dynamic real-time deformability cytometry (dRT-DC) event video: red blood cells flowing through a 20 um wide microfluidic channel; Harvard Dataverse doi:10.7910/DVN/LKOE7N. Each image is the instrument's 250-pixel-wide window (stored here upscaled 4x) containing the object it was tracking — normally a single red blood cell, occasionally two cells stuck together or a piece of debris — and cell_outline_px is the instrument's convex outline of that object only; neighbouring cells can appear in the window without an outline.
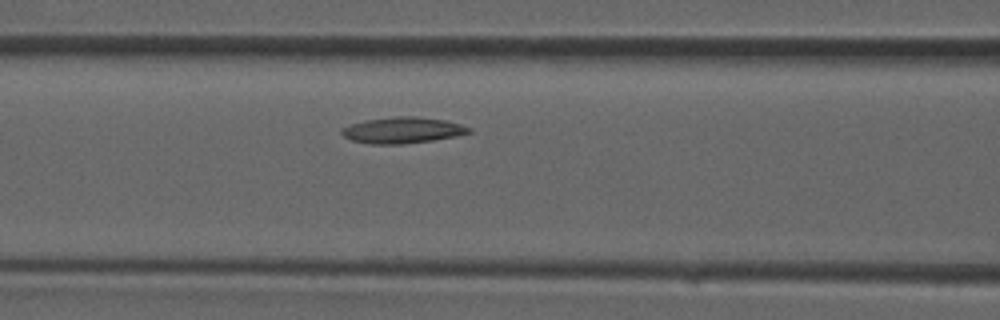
{"species": "common noctule bat (a hibernating species)", "species_latin": "Nyctalus noctula", "temperature_condition": "room temperature", "stored_images_in_passage": 27, "camera_frame_rate_fps": 3000, "um_per_image_px": 0.085, "animal": {"sex": "male", "forearm_length_mm": 52.5}, "frame": {"image": 1, "passage_image": 8, "time_ms": 2.333, "image_size_px": [1000, 320], "cell_outline_px": [[472, 132], [456, 136], [432, 140], [404, 144], [372, 144], [352, 140], [344, 136], [340, 132], [340, 128], [364, 120], [392, 116], [416, 116], [444, 120], [460, 124], [472, 128]], "centroid_in_image_um": [34.21, 11.06], "position_along_channel_um": 132.4, "area_um2": 19.42}}
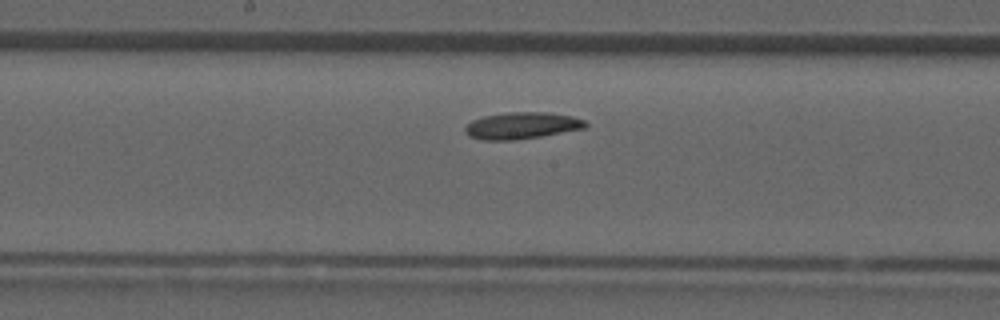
{"frame": {"image": 2, "passage_image": 12, "time_ms": 3.667, "image_size_px": [1000, 320], "cell_outline_px": [[588, 124], [584, 128], [540, 136], [516, 140], [484, 140], [468, 136], [464, 132], [464, 128], [472, 120], [484, 116], [508, 112], [548, 112], [572, 116], [584, 120]], "centroid_in_image_um": [44.32, 10.67], "position_along_channel_um": 203.9, "area_um2": 18.67}}